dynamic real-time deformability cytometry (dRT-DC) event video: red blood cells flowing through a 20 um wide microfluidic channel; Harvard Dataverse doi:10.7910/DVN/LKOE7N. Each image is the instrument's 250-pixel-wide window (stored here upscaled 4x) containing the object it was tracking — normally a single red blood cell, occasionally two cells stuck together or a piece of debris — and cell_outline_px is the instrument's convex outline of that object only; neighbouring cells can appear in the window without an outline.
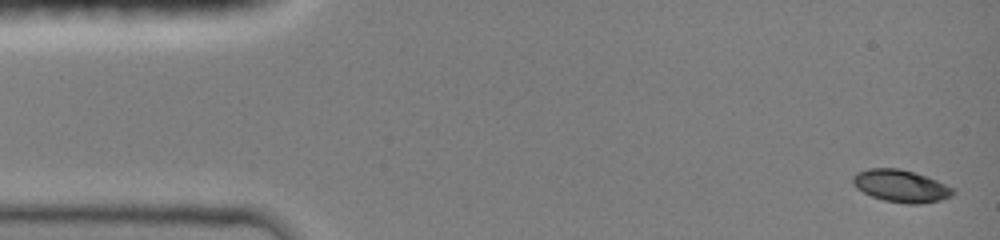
{"species": "common noctule bat (a hibernating species)", "species_latin": "Nyctalus noctula", "temperature_condition": "room temperature", "stored_images_in_passage": 11, "camera_frame_rate_fps": 3000, "um_per_image_px": 0.085, "animal": {"sex": "female", "body_mass_g": 19.0, "forearm_length_mm": 51.5}, "frame": {"image": 1, "passage_image": 1, "time_ms": 0.0, "image_size_px": [1000, 240], "cell_outline_px": [[956, 192], [952, 196], [940, 200], [916, 204], [908, 204], [884, 200], [872, 196], [856, 188], [852, 184], [852, 176], [856, 172], [868, 168], [896, 168], [912, 172], [936, 180], [952, 188]], "centroid_in_image_um": [76.53, 15.81], "position_along_channel_um": 8.5, "area_um2": 18.67}}
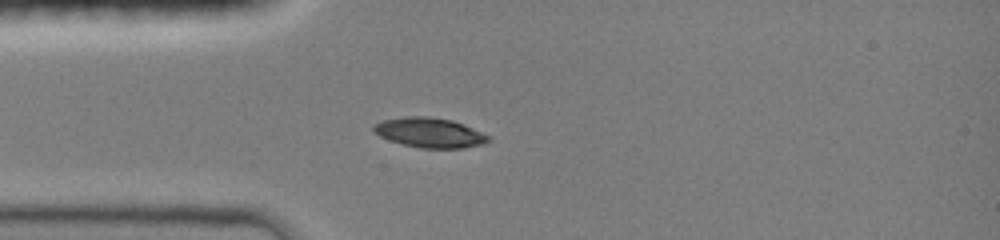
{"frame": {"image": 2, "passage_image": 7, "time_ms": 3.667, "image_size_px": [1000, 240], "cell_outline_px": [[488, 140], [484, 144], [460, 148], [420, 148], [404, 144], [380, 136], [372, 132], [372, 124], [384, 120], [404, 116], [428, 116], [452, 120], [472, 128], [488, 136]], "centroid_in_image_um": [36.46, 11.26], "position_along_channel_um": 48.5, "area_um2": 19.71}}
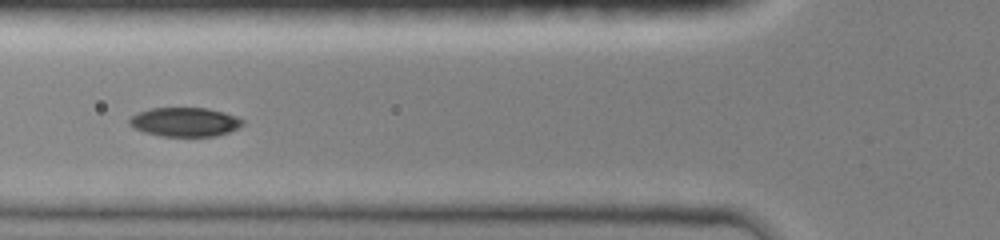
{"frame": {"image": 3, "passage_image": 10, "time_ms": 5.333, "image_size_px": [1000, 240], "cell_outline_px": [[244, 124], [228, 132], [216, 136], [160, 136], [144, 132], [128, 124], [128, 120], [132, 116], [140, 112], [152, 108], [208, 108], [224, 112], [236, 116], [244, 120]], "centroid_in_image_um": [15.72, 10.37], "position_along_channel_um": 110.1, "area_um2": 19.07}}